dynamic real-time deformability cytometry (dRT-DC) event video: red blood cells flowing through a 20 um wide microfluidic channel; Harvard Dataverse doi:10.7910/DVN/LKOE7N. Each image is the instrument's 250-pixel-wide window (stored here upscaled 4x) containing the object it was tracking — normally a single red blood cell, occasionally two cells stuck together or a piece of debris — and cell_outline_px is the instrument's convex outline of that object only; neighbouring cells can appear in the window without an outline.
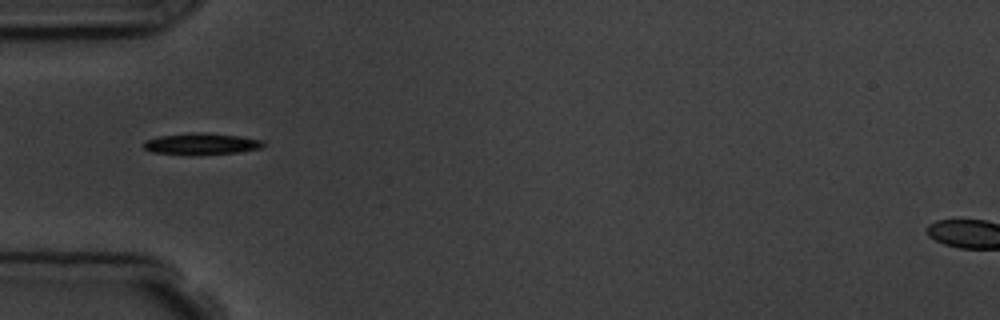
{"species": "common noctule bat (a hibernating species)", "species_latin": "Nyctalus noctula", "temperature_condition": "room temperature", "stored_images_in_passage": 7, "segment_of_instrument_passage": [2, 2], "camera_frame_rate_fps": 3000, "um_per_image_px": 0.085, "animal": {"sex": "male", "body_mass_g": 19.5, "forearm_length_mm": 54.6}, "frame": {"image": 1, "passage_image": 5, "time_ms": 4.333, "image_size_px": [1000, 320], "cell_outline_px": [[264, 144], [260, 148], [240, 152], [192, 156], [188, 156], [152, 152], [144, 148], [144, 140], [160, 136], [196, 132], [240, 136], [264, 140]], "centroid_in_image_um": [17.1, 12.25], "position_along_channel_um": 67.9, "area_um2": 15.2}}